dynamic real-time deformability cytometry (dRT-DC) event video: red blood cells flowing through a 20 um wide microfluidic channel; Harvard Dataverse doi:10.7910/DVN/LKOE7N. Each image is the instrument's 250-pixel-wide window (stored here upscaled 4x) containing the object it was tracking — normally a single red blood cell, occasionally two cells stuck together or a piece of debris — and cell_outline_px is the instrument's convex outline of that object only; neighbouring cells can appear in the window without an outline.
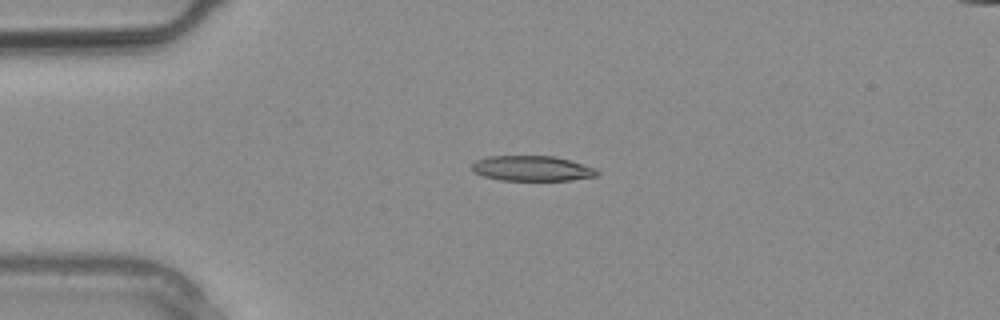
{"species": "common noctule bat (a hibernating species)", "species_latin": "Nyctalus noctula", "temperature_condition": "warm", "stored_images_in_passage": 3, "camera_frame_rate_fps": 3000, "um_per_image_px": 0.085, "animal": {"sex": "male", "body_mass_g": 20.4}, "frame": {"image": 1, "passage_image": 2, "time_ms": 0.333, "image_size_px": [1000, 320], "cell_outline_px": [[600, 172], [596, 176], [572, 180], [500, 180], [484, 176], [472, 172], [472, 164], [476, 160], [488, 156], [556, 156], [596, 168]], "centroid_in_image_um": [45.22, 14.31], "position_along_channel_um": 39.8, "area_um2": 18.44}}